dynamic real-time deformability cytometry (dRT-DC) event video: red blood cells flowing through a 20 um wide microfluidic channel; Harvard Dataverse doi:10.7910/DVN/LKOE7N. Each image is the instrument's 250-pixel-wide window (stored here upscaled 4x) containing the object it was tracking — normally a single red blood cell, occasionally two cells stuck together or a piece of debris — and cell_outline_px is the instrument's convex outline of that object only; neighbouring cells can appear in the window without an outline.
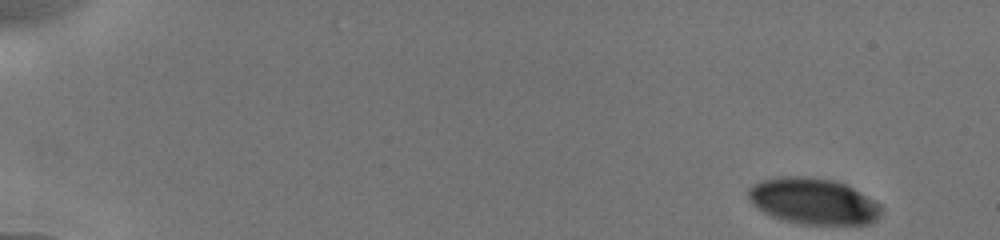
{"species": "human", "species_latin": "Homo sapiens", "temperature_condition": "cold", "stored_images_in_passage": 49, "camera_frame_rate_fps": 3000, "um_per_image_px": 0.085, "donor": {"sex": "male"}, "frame": {"image": 1, "passage_image": 1, "time_ms": 0.0, "image_size_px": [1000, 240], "cell_outline_px": [[884, 208], [876, 220], [868, 224], [804, 224], [772, 216], [756, 208], [752, 204], [748, 196], [748, 188], [764, 180], [784, 176], [800, 176], [832, 180], [844, 184], [852, 188], [880, 204]], "centroid_in_image_um": [69.14, 17.11], "position_along_channel_um": 15.9, "area_um2": 35.26}}
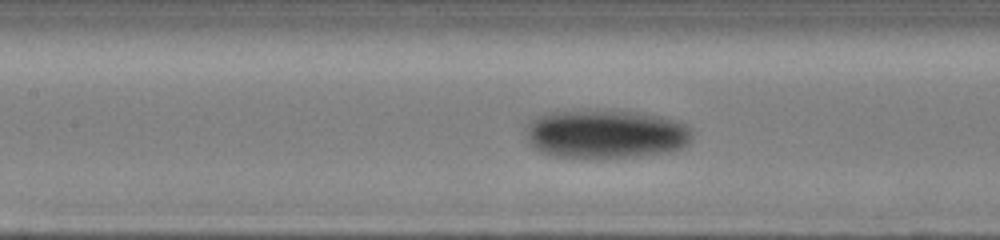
{"frame": {"image": 2, "passage_image": 33, "time_ms": 7.667, "image_size_px": [1000, 240], "cell_outline_px": [[692, 140], [684, 148], [676, 152], [640, 156], [584, 160], [548, 156], [540, 152], [528, 144], [528, 124], [536, 116], [552, 112], [632, 112], [660, 116], [688, 124], [692, 132]], "centroid_in_image_um": [51.53, 11.47], "position_along_channel_um": 155.9, "area_um2": 47.92}}
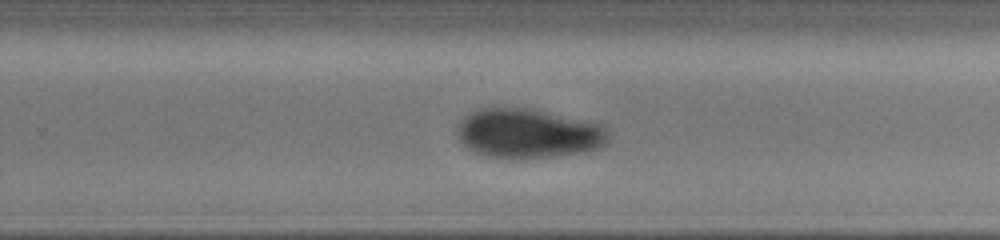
{"frame": {"image": 3, "passage_image": 49, "time_ms": 11.0, "image_size_px": [1000, 240], "cell_outline_px": [[608, 140], [604, 144], [596, 148], [556, 156], [524, 160], [488, 156], [476, 152], [464, 144], [460, 140], [456, 132], [456, 128], [460, 120], [476, 108], [532, 108], [600, 124], [608, 132]], "centroid_in_image_um": [44.84, 11.34], "position_along_channel_um": 285.0, "area_um2": 43.47}}